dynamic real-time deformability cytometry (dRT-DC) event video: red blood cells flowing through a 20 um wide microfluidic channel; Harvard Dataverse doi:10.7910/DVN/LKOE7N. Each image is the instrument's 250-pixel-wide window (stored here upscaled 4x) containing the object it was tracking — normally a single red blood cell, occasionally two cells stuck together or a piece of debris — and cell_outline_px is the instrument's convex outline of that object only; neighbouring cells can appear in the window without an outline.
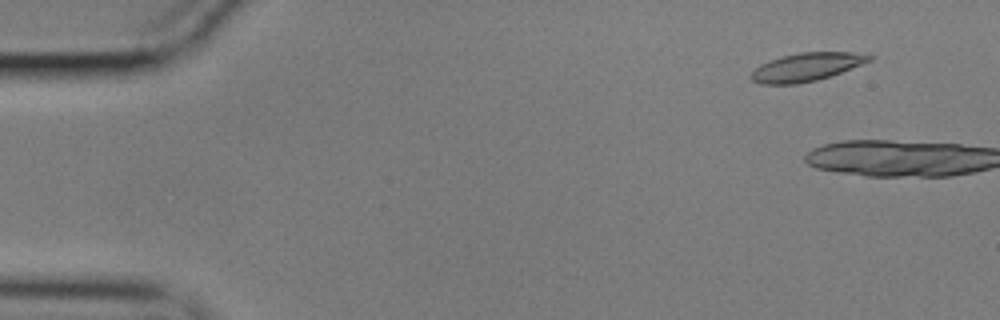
{"species": "common noctule bat (a hibernating species)", "species_latin": "Nyctalus noctula", "temperature_condition": "cold", "stored_images_in_passage": 7, "camera_frame_rate_fps": 3000, "um_per_image_px": 0.085, "animal": {"sex": "male", "body_mass_g": 17.9}, "frame": {"image": 1, "passage_image": 5, "time_ms": 1.333, "image_size_px": [1000, 320], "cell_outline_px": [[872, 60], [840, 72], [816, 80], [796, 84], [760, 84], [752, 80], [748, 76], [760, 64], [768, 60], [800, 52], [852, 52], [872, 56]], "centroid_in_image_um": [68.49, 5.7], "position_along_channel_um": 16.5, "area_um2": 19.19}}